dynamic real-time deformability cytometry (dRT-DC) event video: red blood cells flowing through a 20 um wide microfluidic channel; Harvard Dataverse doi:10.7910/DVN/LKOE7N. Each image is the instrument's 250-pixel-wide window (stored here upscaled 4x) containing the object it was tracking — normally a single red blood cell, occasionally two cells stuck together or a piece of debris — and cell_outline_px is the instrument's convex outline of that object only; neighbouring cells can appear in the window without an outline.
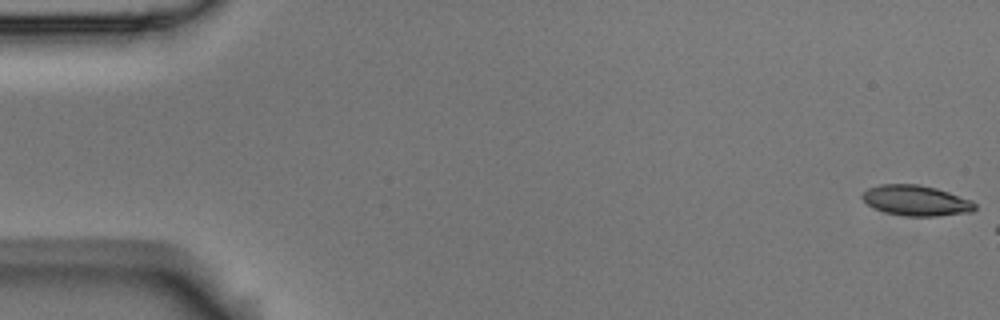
{"species": "Egyptian fruit bat (a non-hibernating species)", "species_latin": "Rousettus aegyptiacus", "temperature_condition": "room temperature", "stored_images_in_passage": 3, "camera_frame_rate_fps": 3000, "um_per_image_px": 0.085, "animal": {"sex": "male"}, "frame": {"image": 1, "passage_image": 1, "time_ms": 0.0, "image_size_px": [1000, 320], "cell_outline_px": [[976, 208], [972, 212], [936, 216], [904, 216], [884, 212], [868, 204], [860, 196], [868, 188], [880, 184], [920, 184], [936, 188], [972, 200], [976, 204]], "centroid_in_image_um": [77.88, 17.04], "position_along_channel_um": 7.1, "area_um2": 20.0}}